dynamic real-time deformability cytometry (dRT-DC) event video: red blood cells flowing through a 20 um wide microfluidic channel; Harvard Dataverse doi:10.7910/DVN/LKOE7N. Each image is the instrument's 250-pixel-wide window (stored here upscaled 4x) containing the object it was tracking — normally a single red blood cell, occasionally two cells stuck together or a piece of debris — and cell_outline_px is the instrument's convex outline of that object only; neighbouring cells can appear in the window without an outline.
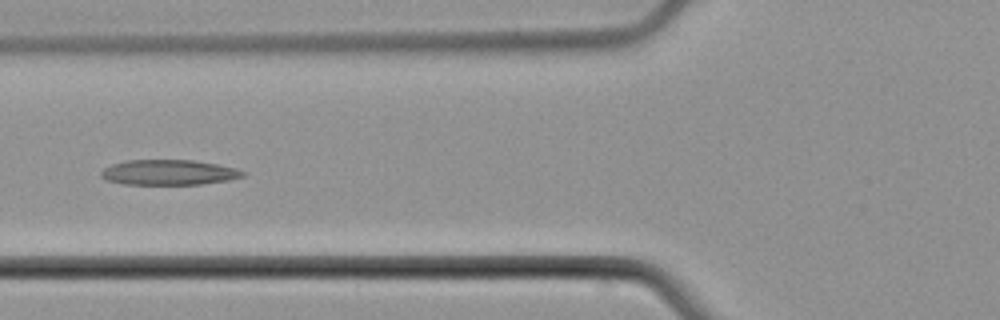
{"species": "common noctule bat (a hibernating species)", "species_latin": "Nyctalus noctula", "temperature_condition": "cold", "stored_images_in_passage": 7, "camera_frame_rate_fps": 3000, "um_per_image_px": 0.085, "animal": {"sex": "male", "body_mass_g": 21.5, "forearm_length_mm": 52.0}, "frame": {"image": 1, "passage_image": 5, "time_ms": 5.0, "image_size_px": [1000, 320], "cell_outline_px": [[244, 176], [228, 180], [200, 184], [124, 184], [104, 180], [100, 176], [100, 172], [104, 168], [112, 164], [128, 160], [192, 160], [216, 164], [236, 168], [244, 172]], "centroid_in_image_um": [14.3, 14.65], "position_along_channel_um": 111.5, "area_um2": 20.75}}
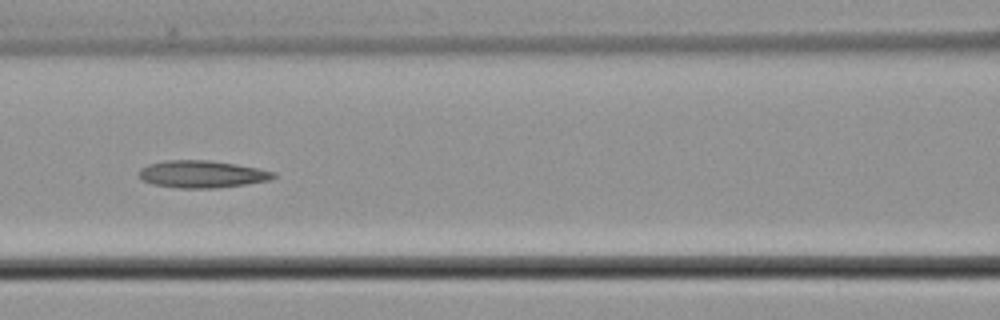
{"frame": {"image": 2, "passage_image": 6, "time_ms": 6.0, "image_size_px": [1000, 320], "cell_outline_px": [[276, 176], [268, 180], [244, 184], [216, 188], [180, 188], [152, 184], [140, 180], [140, 168], [148, 164], [168, 160], [208, 160], [236, 164], [276, 172]], "centroid_in_image_um": [17.13, 14.8], "position_along_channel_um": 149.5, "area_um2": 21.21}}
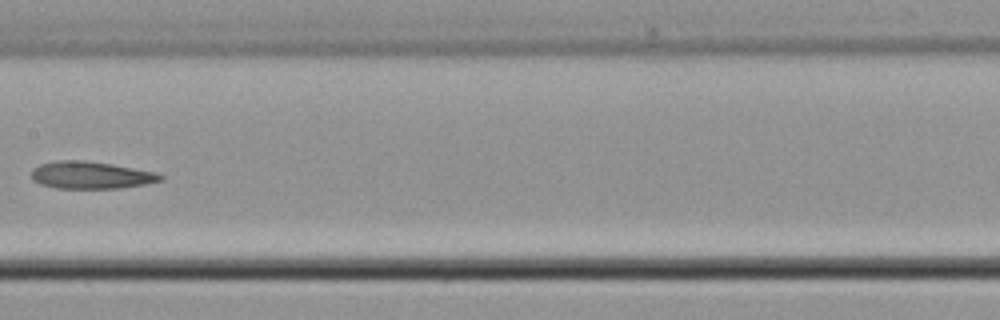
{"frame": {"image": 3, "passage_image": 7, "time_ms": 7.333, "image_size_px": [1000, 320], "cell_outline_px": [[164, 180], [144, 184], [120, 188], [56, 188], [40, 184], [32, 180], [32, 168], [40, 164], [60, 160], [84, 160], [112, 164], [156, 172], [164, 176]], "centroid_in_image_um": [7.73, 14.88], "position_along_channel_um": 199.7, "area_um2": 20.52}}